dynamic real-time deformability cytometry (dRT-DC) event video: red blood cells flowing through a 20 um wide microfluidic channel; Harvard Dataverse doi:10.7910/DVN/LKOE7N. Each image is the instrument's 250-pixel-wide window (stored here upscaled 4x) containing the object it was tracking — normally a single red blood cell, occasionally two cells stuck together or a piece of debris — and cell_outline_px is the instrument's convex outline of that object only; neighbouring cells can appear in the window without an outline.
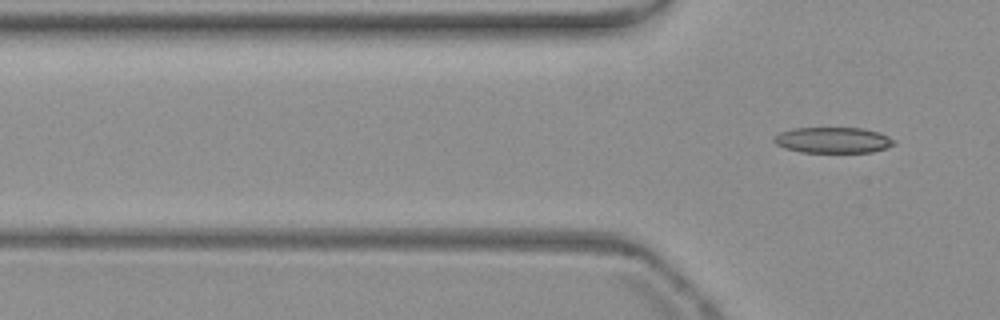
{"species": "common noctule bat (a hibernating species)", "species_latin": "Nyctalus noctula", "temperature_condition": "warm", "stored_images_in_passage": 2, "camera_frame_rate_fps": 3000, "um_per_image_px": 0.085, "animal": {"sex": "female", "body_mass_g": 19.3, "forearm_length_mm": 54.1}, "frame": {"image": 1, "passage_image": 2, "time_ms": 1.333, "image_size_px": [1000, 320], "cell_outline_px": [[896, 144], [872, 152], [800, 152], [784, 148], [776, 144], [772, 140], [772, 136], [780, 132], [792, 128], [864, 128], [880, 132], [896, 140]], "centroid_in_image_um": [70.79, 11.9], "position_along_channel_um": 55.0, "area_um2": 18.26}}